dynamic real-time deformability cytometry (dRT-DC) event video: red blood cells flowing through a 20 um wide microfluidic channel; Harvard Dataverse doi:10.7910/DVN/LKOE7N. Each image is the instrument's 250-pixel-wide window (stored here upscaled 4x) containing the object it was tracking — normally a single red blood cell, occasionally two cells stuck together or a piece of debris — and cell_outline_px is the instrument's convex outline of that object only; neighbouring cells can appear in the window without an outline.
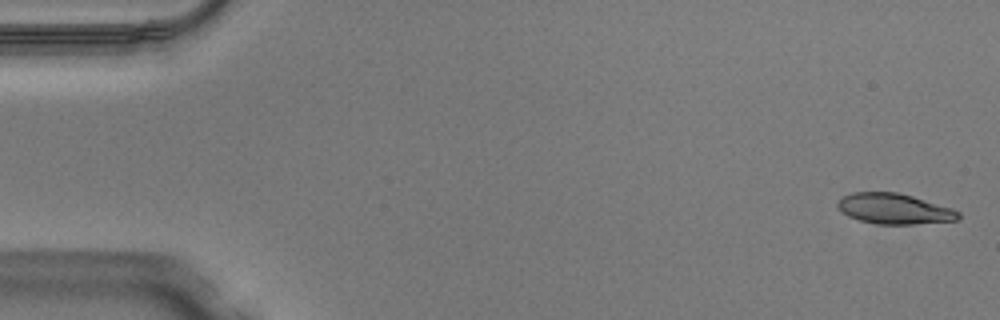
{"species": "Egyptian fruit bat (a non-hibernating species)", "species_latin": "Rousettus aegyptiacus", "temperature_condition": "warm", "stored_images_in_passage": 49, "camera_frame_rate_fps": 3000, "um_per_image_px": 0.085, "animal": {"sex": "male"}, "frame": {"image": 1, "passage_image": 1, "time_ms": 0.0, "image_size_px": [1000, 320], "cell_outline_px": [[960, 220], [912, 224], [876, 224], [860, 220], [848, 216], [836, 204], [844, 196], [852, 192], [896, 192], [912, 196], [952, 208], [960, 212]], "centroid_in_image_um": [76.04, 17.75], "position_along_channel_um": 9.0, "area_um2": 21.27}}
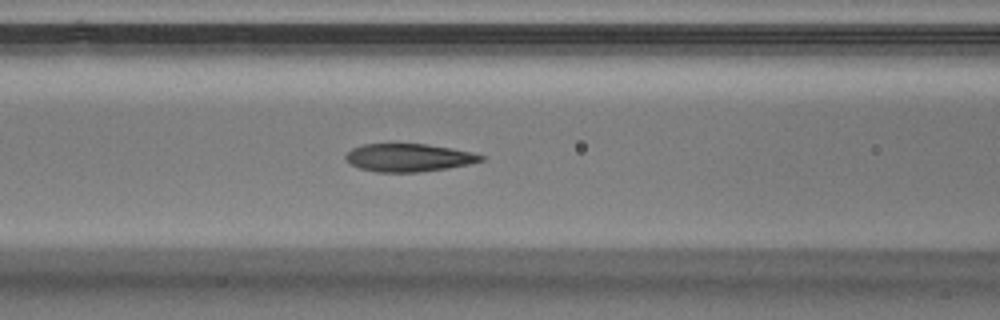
{"frame": {"image": 2, "passage_image": 20, "time_ms": 6.333, "image_size_px": [1000, 320], "cell_outline_px": [[484, 160], [468, 164], [448, 168], [420, 172], [376, 172], [360, 168], [352, 164], [344, 156], [352, 148], [364, 144], [424, 144], [452, 148], [472, 152], [484, 156]], "centroid_in_image_um": [34.75, 13.4], "position_along_channel_um": 131.8, "area_um2": 21.85}}
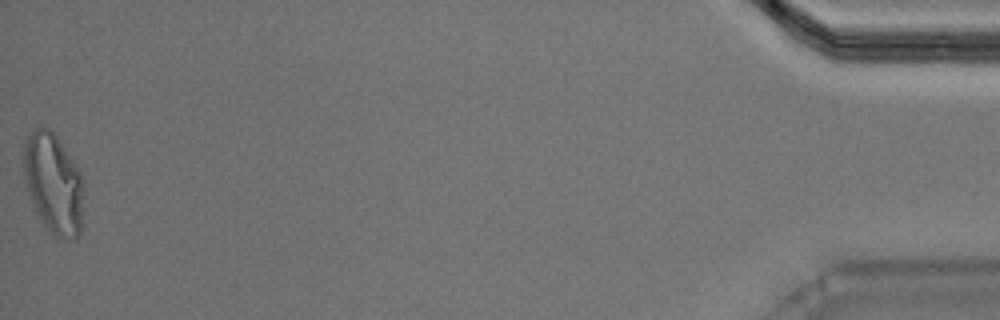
{"frame": {"image": 3, "passage_image": 49, "time_ms": 16.0, "image_size_px": [1000, 320], "cell_outline_px": [[84, 188], [80, 232], [76, 240], [56, 236], [44, 224], [32, 200], [24, 176], [24, 140], [32, 128], [48, 128], [56, 136], [76, 164], [80, 172]], "centroid_in_image_um": [4.56, 15.56], "position_along_channel_um": 430.6, "area_um2": 34.56}, "authors_computed_cell_mechanics": {"area_um2": 22.4842, "velocity_mm_per_s": 4.0886, "shape_relaxation_time_tau1_ms": 9.8184, "shape_relaxation_time_tau2_ms": 1.25, "deformation_change_tau1": 0.3053, "deformation_change_tau2": 0.0771}}